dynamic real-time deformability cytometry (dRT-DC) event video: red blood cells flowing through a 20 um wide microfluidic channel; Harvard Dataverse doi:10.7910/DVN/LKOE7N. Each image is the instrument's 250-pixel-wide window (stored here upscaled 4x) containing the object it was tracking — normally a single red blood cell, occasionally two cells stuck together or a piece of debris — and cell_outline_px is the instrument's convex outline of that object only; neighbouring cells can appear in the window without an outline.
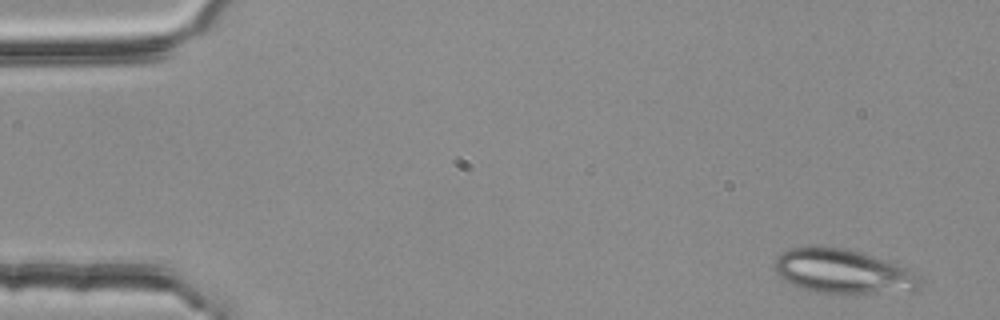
{"species": "common noctule bat (a hibernating species)", "species_latin": "Nyctalus noctula", "temperature_condition": "room temperature", "stored_images_in_passage": 4, "camera_frame_rate_fps": 3000, "um_per_image_px": 0.085, "animal": {"sex": "female", "body_mass_g": 25.1}, "frame": {"image": 1, "passage_image": 1, "time_ms": 0.0, "image_size_px": [1000, 320], "cell_outline_px": [[924, 280], [920, 288], [912, 292], [856, 296], [844, 296], [816, 292], [800, 288], [784, 280], [776, 272], [776, 260], [780, 252], [792, 248], [844, 248], [872, 256], [896, 264], [920, 276]], "centroid_in_image_um": [71.75, 23.17], "position_along_channel_um": 13.2, "area_um2": 38.21}}